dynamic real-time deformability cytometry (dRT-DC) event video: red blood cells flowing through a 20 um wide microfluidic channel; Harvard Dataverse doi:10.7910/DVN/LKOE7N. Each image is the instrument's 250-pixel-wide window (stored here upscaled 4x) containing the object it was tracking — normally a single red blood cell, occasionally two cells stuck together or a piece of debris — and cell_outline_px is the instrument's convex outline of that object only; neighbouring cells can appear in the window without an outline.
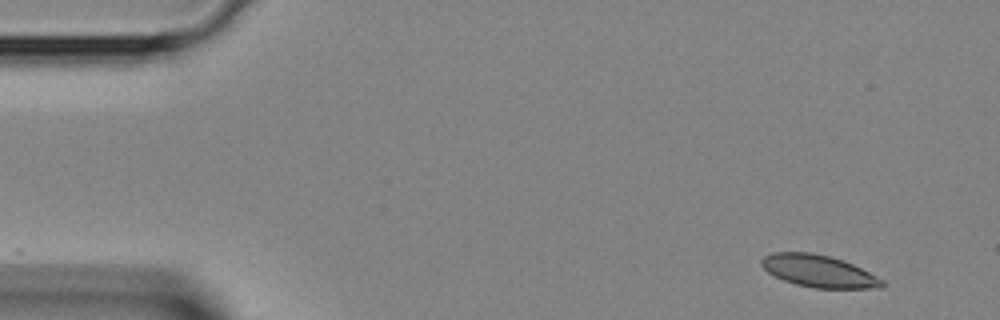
{"species": "Egyptian fruit bat (a non-hibernating species)", "species_latin": "Rousettus aegyptiacus", "temperature_condition": "room temperature", "stored_images_in_passage": 3, "camera_frame_rate_fps": 3000, "um_per_image_px": 0.085, "animal": {"sex": "female"}, "frame": {"image": 1, "passage_image": 1, "time_ms": 0.0, "image_size_px": [1000, 320], "cell_outline_px": [[884, 284], [880, 288], [816, 288], [796, 284], [784, 280], [768, 272], [760, 264], [760, 260], [764, 256], [772, 252], [812, 252], [832, 256], [844, 260], [884, 280]], "centroid_in_image_um": [69.57, 23.03], "position_along_channel_um": 15.4, "area_um2": 22.54}}